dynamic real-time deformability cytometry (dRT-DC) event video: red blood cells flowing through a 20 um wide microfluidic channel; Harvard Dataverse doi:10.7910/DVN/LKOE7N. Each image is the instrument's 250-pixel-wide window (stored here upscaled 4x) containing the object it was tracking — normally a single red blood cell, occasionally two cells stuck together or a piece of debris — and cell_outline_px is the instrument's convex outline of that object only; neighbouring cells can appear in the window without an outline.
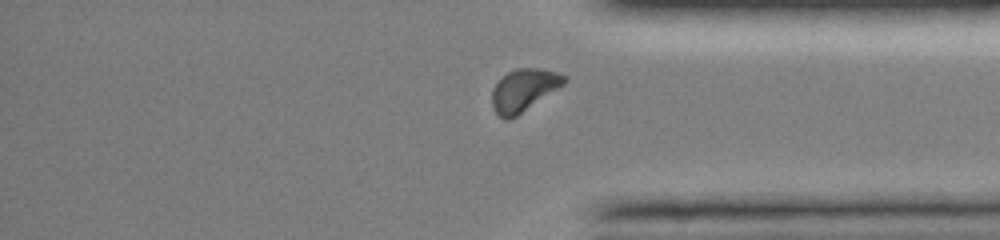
{"species": "common noctule bat (a hibernating species)", "species_latin": "Nyctalus noctula", "temperature_condition": "room temperature", "stored_images_in_passage": 29, "segment_of_instrument_passage": [2, 2], "camera_frame_rate_fps": 3000, "um_per_image_px": 0.085, "animal": {"sex": "female", "body_mass_g": 19.0, "forearm_length_mm": 51.5}, "frame": {"image": 1, "passage_image": 29, "time_ms": 9.333, "image_size_px": [1000, 240], "cell_outline_px": [[568, 80], [564, 84], [516, 116], [508, 120], [504, 120], [492, 108], [492, 88], [508, 72], [516, 68], [536, 68], [556, 72], [568, 76]], "centroid_in_image_um": [44.52, 7.65], "position_along_channel_um": 390.7, "area_um2": 17.57}}